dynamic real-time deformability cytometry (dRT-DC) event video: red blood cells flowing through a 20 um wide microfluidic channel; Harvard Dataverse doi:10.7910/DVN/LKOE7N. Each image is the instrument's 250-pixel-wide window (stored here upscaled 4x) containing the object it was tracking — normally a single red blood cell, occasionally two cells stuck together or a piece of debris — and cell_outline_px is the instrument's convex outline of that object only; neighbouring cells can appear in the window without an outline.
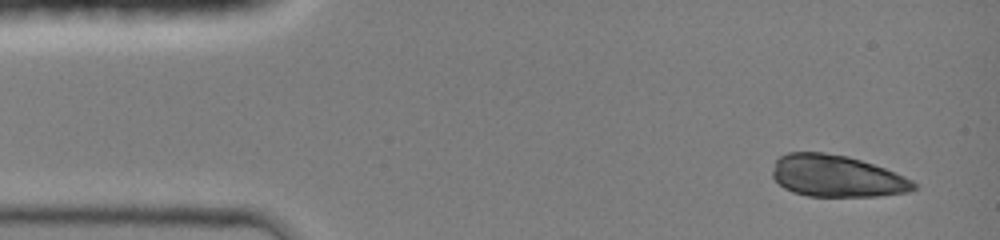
{"species": "common noctule bat (a hibernating species)", "species_latin": "Nyctalus noctula", "temperature_condition": "room temperature", "stored_images_in_passage": 33, "segment_of_instrument_passage": [1, 2], "camera_frame_rate_fps": 3000, "um_per_image_px": 0.085, "animal": {"sex": "female", "body_mass_g": 19.0, "forearm_length_mm": 51.5}, "frame": {"image": 1, "passage_image": 1, "time_ms": 0.0, "image_size_px": [1000, 240], "cell_outline_px": [[916, 188], [908, 192], [880, 196], [808, 196], [792, 192], [784, 188], [772, 176], [772, 172], [776, 160], [780, 156], [788, 152], [824, 152], [848, 156], [884, 168], [904, 176], [912, 180], [916, 184]], "centroid_in_image_um": [71.11, 14.97], "position_along_channel_um": 13.9, "area_um2": 34.33}}